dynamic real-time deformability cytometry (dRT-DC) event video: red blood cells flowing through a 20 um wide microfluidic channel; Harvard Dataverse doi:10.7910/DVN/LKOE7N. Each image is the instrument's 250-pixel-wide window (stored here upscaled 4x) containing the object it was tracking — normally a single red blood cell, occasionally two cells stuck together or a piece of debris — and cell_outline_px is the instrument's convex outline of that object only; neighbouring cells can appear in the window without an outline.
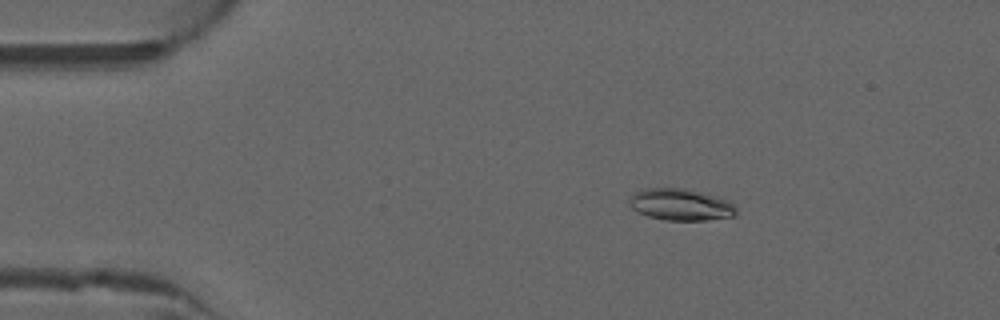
{"species": "common noctule bat (a hibernating species)", "species_latin": "Nyctalus noctula", "temperature_condition": "warm", "stored_images_in_passage": 43, "camera_frame_rate_fps": 3000, "um_per_image_px": 0.085, "animal": {"sex": "male", "forearm_length_mm": 52.5}, "frame": {"image": 1, "passage_image": 1, "time_ms": 0.0, "image_size_px": [1000, 320], "cell_outline_px": [[736, 212], [732, 216], [708, 220], [664, 220], [648, 216], [636, 212], [628, 204], [628, 200], [636, 192], [644, 188], [684, 188], [728, 200], [736, 208]], "centroid_in_image_um": [57.8, 17.4], "position_along_channel_um": 27.2, "area_um2": 19.59}}
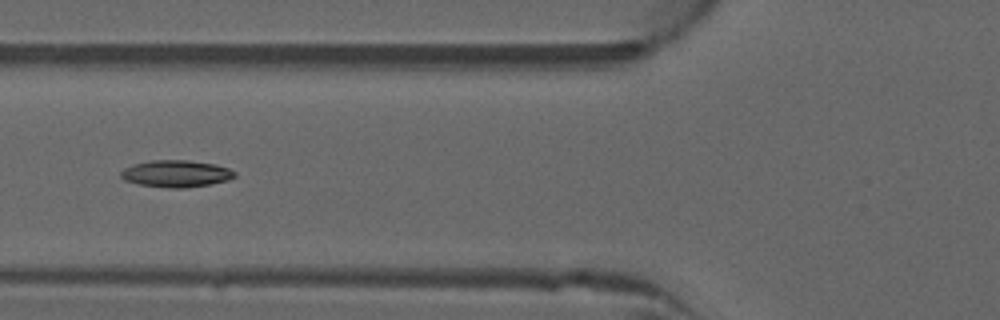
{"frame": {"image": 2, "passage_image": 12, "time_ms": 3.667, "image_size_px": [1000, 320], "cell_outline_px": [[236, 176], [228, 180], [212, 184], [188, 188], [172, 188], [140, 184], [124, 180], [120, 176], [120, 172], [124, 168], [132, 164], [148, 160], [188, 160], [216, 164], [228, 168], [236, 172]], "centroid_in_image_um": [14.98, 14.75], "position_along_channel_um": 110.8, "area_um2": 18.03}}
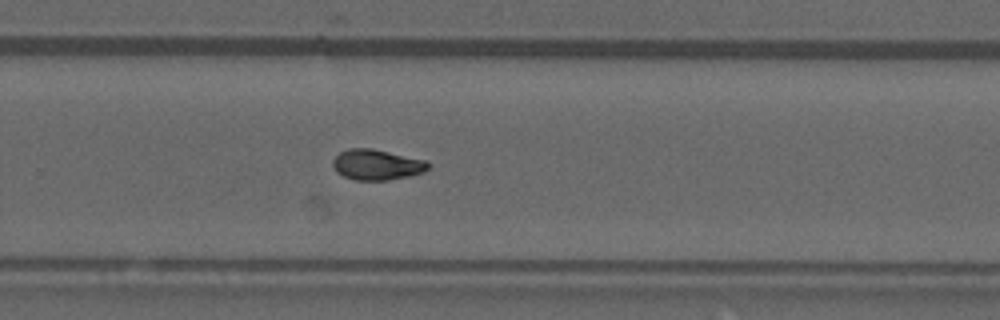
{"frame": {"image": 3, "passage_image": 26, "time_ms": 8.333, "image_size_px": [1000, 320], "cell_outline_px": [[428, 168], [424, 172], [408, 176], [388, 180], [356, 180], [344, 176], [336, 172], [332, 164], [332, 160], [340, 152], [348, 148], [372, 148], [424, 160], [428, 164]], "centroid_in_image_um": [31.98, 14.0], "position_along_channel_um": 297.8, "area_um2": 16.82}, "authors_computed_cell_mechanics": {"area_um2": 16.6464, "velocity_mm_per_s": 4.0131, "shape_relaxation_time_tau1_ms": 7.5768, "shape_relaxation_time_tau2_ms": 5.0796, "deformation_change_tau1": 0.208, "deformation_change_tau2": 0.1014}}